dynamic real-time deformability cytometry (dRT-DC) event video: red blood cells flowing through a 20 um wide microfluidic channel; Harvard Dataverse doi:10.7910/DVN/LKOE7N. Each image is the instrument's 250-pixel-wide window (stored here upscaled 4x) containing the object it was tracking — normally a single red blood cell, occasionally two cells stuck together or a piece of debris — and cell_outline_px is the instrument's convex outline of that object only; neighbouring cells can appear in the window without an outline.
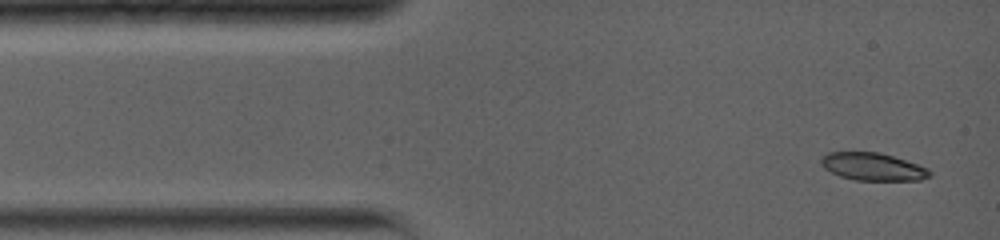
{"species": "common noctule bat (a hibernating species)", "species_latin": "Nyctalus noctula", "temperature_condition": "warm", "stored_images_in_passage": 41, "camera_frame_rate_fps": 5000, "um_per_image_px": 0.085, "animal": {"sex": "female", "body_mass_g": 19.0, "forearm_length_mm": 56.7}, "frame": {"image": 1, "passage_image": 1, "time_ms": 0.0, "image_size_px": [1000, 240], "cell_outline_px": [[932, 172], [928, 176], [920, 180], [852, 180], [840, 176], [824, 168], [820, 164], [820, 156], [828, 152], [876, 152], [892, 156], [928, 168]], "centroid_in_image_um": [74.13, 14.17], "position_along_channel_um": 10.9, "area_um2": 17.4}}
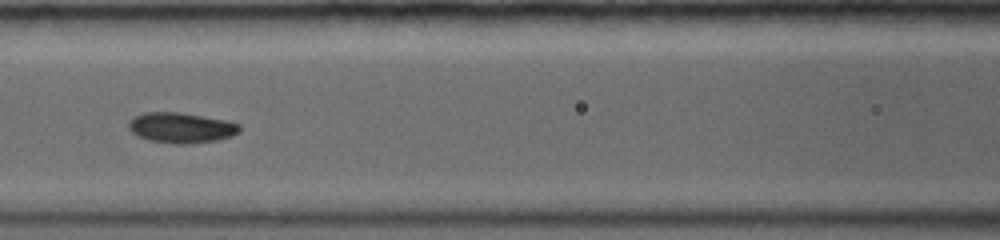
{"frame": {"image": 2, "passage_image": 12, "time_ms": 5.2, "image_size_px": [1000, 240], "cell_outline_px": [[240, 132], [232, 136], [216, 140], [188, 144], [176, 144], [148, 140], [136, 136], [128, 128], [128, 120], [132, 116], [144, 112], [176, 112], [224, 120], [240, 124]], "centroid_in_image_um": [15.34, 10.86], "position_along_channel_um": 151.3, "area_um2": 19.71}}
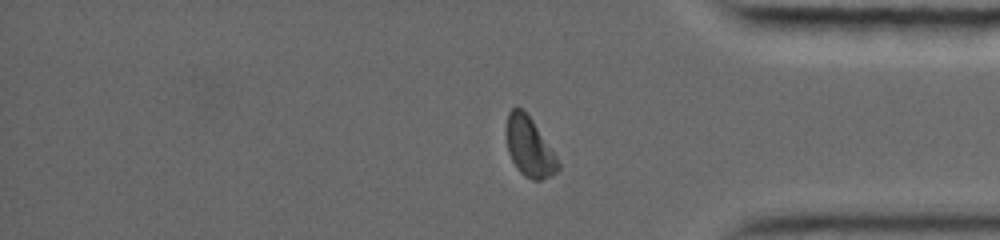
{"frame": {"image": 3, "passage_image": 30, "time_ms": 11.6, "image_size_px": [1000, 240], "cell_outline_px": [[560, 168], [556, 172], [540, 180], [532, 180], [524, 176], [516, 168], [508, 152], [504, 132], [504, 128], [508, 112], [512, 108], [520, 108], [532, 120], [556, 156], [560, 164]], "centroid_in_image_um": [44.94, 12.49], "position_along_channel_um": 390.3, "area_um2": 17.92}, "authors_computed_cell_mechanics": {"area_um2": 18.3226, "velocity_mm_per_s": 3.9063, "shape_relaxation_time_tau1_ms": 3.7565, "shape_relaxation_time_tau2_ms": 2.1437, "deformation_change_tau1": 0.1757, "deformation_change_tau2": 0.043}}